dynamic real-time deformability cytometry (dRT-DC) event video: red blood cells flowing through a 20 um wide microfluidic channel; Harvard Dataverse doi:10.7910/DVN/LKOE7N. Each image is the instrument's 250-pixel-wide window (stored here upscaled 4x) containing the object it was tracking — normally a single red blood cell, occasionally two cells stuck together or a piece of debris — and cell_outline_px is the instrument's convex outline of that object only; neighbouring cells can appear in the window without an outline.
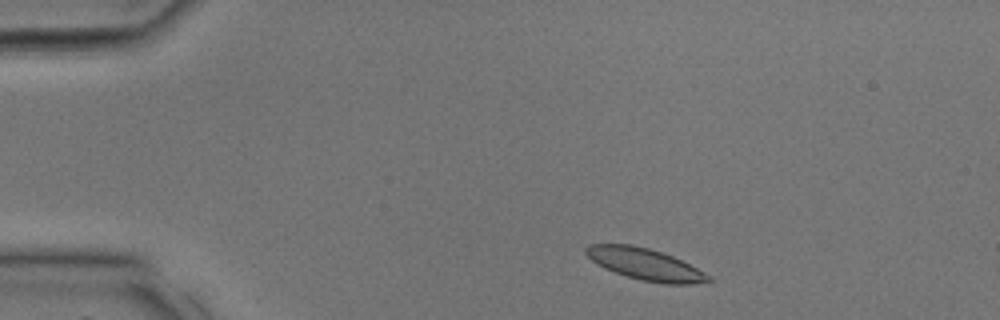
{"species": "common noctule bat (a hibernating species)", "species_latin": "Nyctalus noctula", "temperature_condition": "room temperature", "stored_images_in_passage": 6, "camera_frame_rate_fps": 3000, "um_per_image_px": 0.085, "animal": {"sex": "male", "body_mass_g": 17.9, "forearm_length_mm": 54.2}, "frame": {"image": 1, "passage_image": 2, "time_ms": 0.333, "image_size_px": [1000, 320], "cell_outline_px": [[716, 280], [692, 284], [664, 284], [640, 280], [604, 268], [592, 260], [584, 252], [584, 248], [588, 244], [632, 244], [648, 248], [672, 256], [712, 276]], "centroid_in_image_um": [54.85, 22.46], "position_along_channel_um": 30.2, "area_um2": 22.48}}